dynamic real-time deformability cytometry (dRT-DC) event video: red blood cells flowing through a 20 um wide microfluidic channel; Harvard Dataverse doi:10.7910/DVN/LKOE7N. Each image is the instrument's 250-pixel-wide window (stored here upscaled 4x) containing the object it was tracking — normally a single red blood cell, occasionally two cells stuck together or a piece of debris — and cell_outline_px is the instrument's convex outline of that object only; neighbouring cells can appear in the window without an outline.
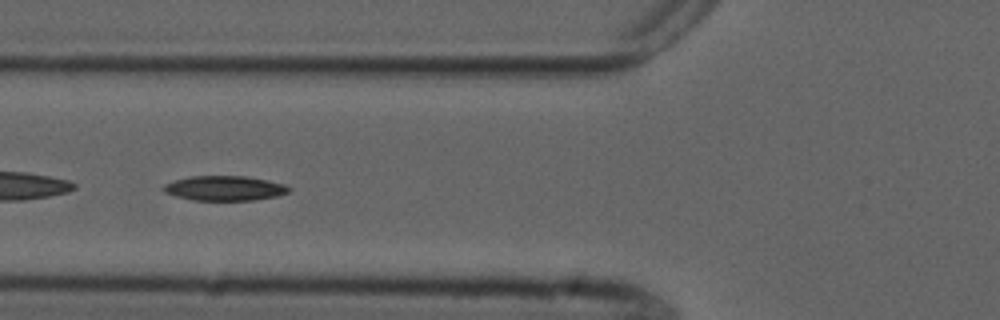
{"species": "common noctule bat (a hibernating species)", "species_latin": "Nyctalus noctula", "temperature_condition": "cold", "stored_images_in_passage": 47, "camera_frame_rate_fps": 3000, "um_per_image_px": 0.085, "animal": {"sex": "male", "forearm_length_mm": 52.5}, "frame": {"image": 1, "passage_image": 15, "time_ms": 4.667, "image_size_px": [1000, 320], "cell_outline_px": [[292, 188], [288, 192], [276, 196], [256, 200], [192, 200], [176, 196], [164, 192], [160, 188], [164, 184], [172, 180], [188, 176], [244, 176], [268, 180], [284, 184]], "centroid_in_image_um": [19.05, 15.99], "position_along_channel_um": 106.8, "area_um2": 18.26}}
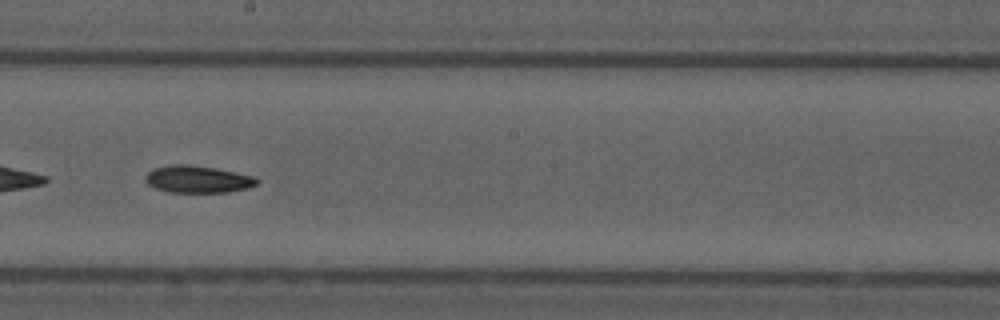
{"frame": {"image": 2, "passage_image": 25, "time_ms": 8.0, "image_size_px": [1000, 320], "cell_outline_px": [[260, 180], [256, 184], [248, 188], [228, 192], [168, 192], [156, 188], [148, 184], [144, 180], [144, 176], [152, 168], [172, 164], [188, 164], [212, 168], [256, 176]], "centroid_in_image_um": [16.78, 15.23], "position_along_channel_um": 231.4, "area_um2": 17.69}}
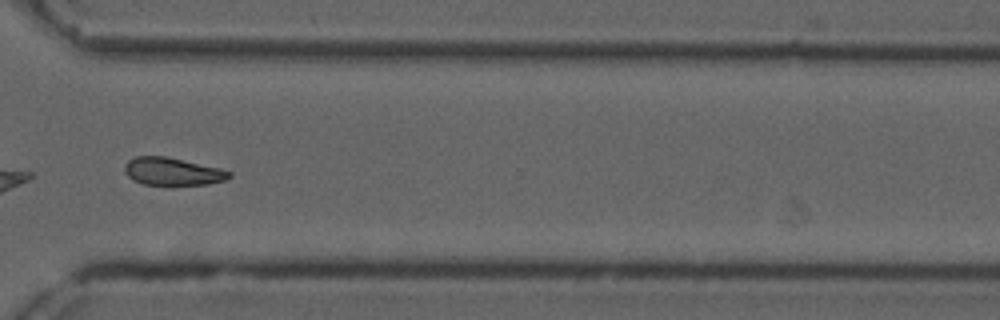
{"frame": {"image": 3, "passage_image": 35, "time_ms": 11.333, "image_size_px": [1000, 320], "cell_outline_px": [[232, 176], [224, 180], [208, 184], [168, 188], [144, 184], [132, 180], [124, 172], [124, 164], [128, 160], [136, 156], [164, 156], [220, 168], [232, 172]], "centroid_in_image_um": [14.64, 14.63], "position_along_channel_um": 356.0, "area_um2": 17.63}, "authors_computed_cell_mechanics": {"area_um2": 17.8024, "velocity_mm_per_s": 3.7353, "shape_relaxation_time_tau1_ms": 9.9452, "shape_relaxation_time_tau2_ms": null, "deformation_change_tau1": 0.1853, "deformation_change_tau2": null}}